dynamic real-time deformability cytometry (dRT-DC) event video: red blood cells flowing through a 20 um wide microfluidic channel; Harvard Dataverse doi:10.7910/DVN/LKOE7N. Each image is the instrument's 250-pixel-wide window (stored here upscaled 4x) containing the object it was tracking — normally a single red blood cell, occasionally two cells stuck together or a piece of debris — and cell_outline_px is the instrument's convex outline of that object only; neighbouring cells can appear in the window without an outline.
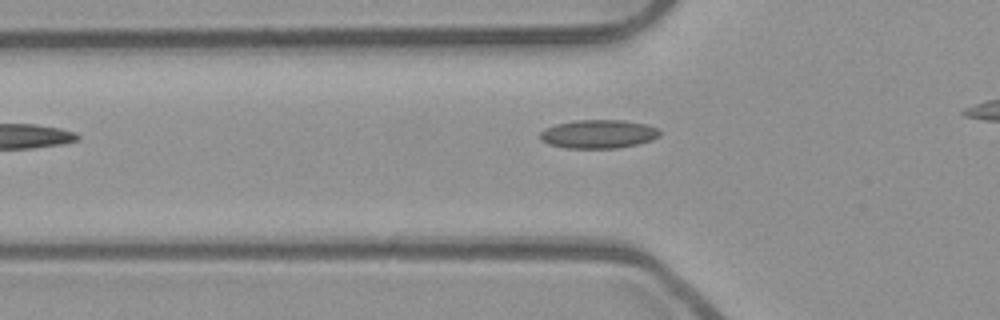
{"species": "common noctule bat (a hibernating species)", "species_latin": "Nyctalus noctula", "temperature_condition": "room temperature", "stored_images_in_passage": 27, "camera_frame_rate_fps": 3000, "um_per_image_px": 0.085, "animal": {"sex": "male", "body_mass_g": 23.1, "forearm_length_mm": 52.7}, "frame": {"image": 1, "passage_image": 2, "time_ms": 0.333, "image_size_px": [1000, 320], "cell_outline_px": [[660, 136], [652, 140], [636, 144], [616, 148], [568, 148], [548, 144], [540, 140], [540, 132], [544, 128], [556, 124], [576, 120], [620, 120], [648, 124], [656, 128], [660, 132]], "centroid_in_image_um": [50.85, 11.39], "position_along_channel_um": 75.0, "area_um2": 19.94}}
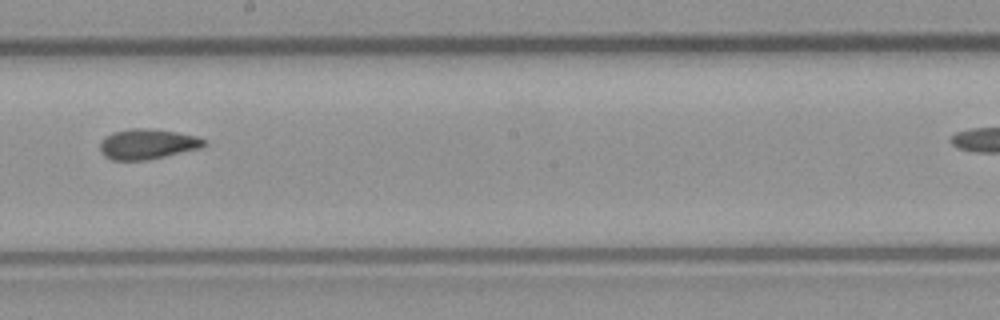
{"frame": {"image": 2, "passage_image": 14, "time_ms": 4.333, "image_size_px": [1000, 320], "cell_outline_px": [[208, 144], [200, 148], [148, 160], [112, 160], [104, 156], [100, 152], [100, 140], [104, 136], [112, 132], [128, 128], [148, 128], [176, 132], [196, 136], [208, 140]], "centroid_in_image_um": [12.51, 12.24], "position_along_channel_um": 235.7, "area_um2": 18.61}}
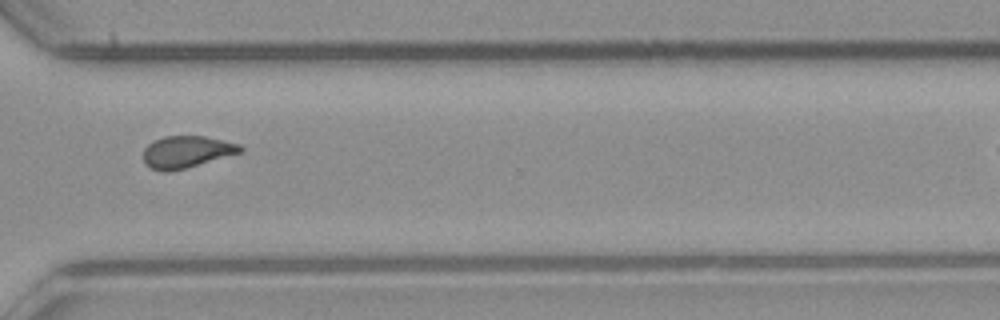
{"frame": {"image": 3, "passage_image": 23, "time_ms": 7.333, "image_size_px": [1000, 320], "cell_outline_px": [[244, 152], [184, 168], [168, 172], [160, 172], [152, 168], [144, 160], [144, 148], [152, 140], [164, 136], [204, 136], [240, 144], [244, 148]], "centroid_in_image_um": [15.88, 12.9], "position_along_channel_um": 354.7, "area_um2": 18.03}}